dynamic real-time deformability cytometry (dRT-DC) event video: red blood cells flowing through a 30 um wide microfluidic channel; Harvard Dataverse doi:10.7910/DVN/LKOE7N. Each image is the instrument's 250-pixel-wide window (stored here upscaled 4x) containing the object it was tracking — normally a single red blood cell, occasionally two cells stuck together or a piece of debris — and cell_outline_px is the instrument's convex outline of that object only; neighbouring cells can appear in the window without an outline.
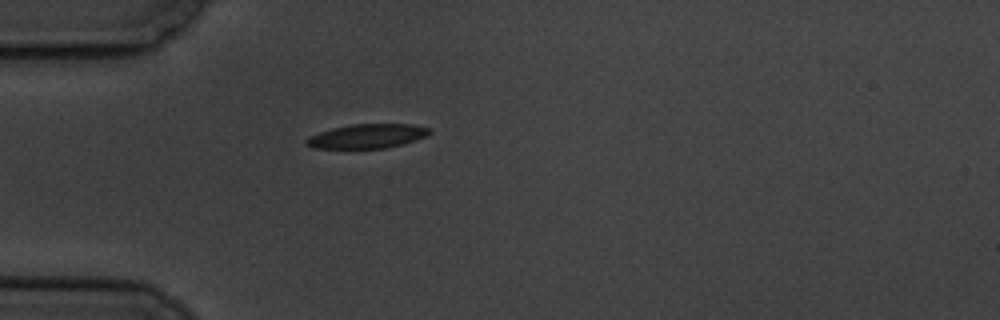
{"species": "common noctule bat (a hibernating species)", "species_latin": "Nyctalus noctula", "temperature_condition": "cold", "stored_images_in_passage": 1, "camera_frame_rate_fps": 3000, "um_per_image_px": 0.085, "animal": {"sex": "male", "body_mass_g": 19.5, "forearm_length_mm": 54.6}, "frame": {"image": 1, "passage_image": 1, "time_ms": 0.0, "image_size_px": [1000, 320], "cell_outline_px": [[432, 132], [428, 136], [404, 144], [384, 148], [312, 148], [304, 144], [304, 140], [308, 136], [332, 128], [352, 124], [412, 124], [428, 128]], "centroid_in_image_um": [31.2, 11.57], "position_along_channel_um": 53.8, "area_um2": 17.51}}